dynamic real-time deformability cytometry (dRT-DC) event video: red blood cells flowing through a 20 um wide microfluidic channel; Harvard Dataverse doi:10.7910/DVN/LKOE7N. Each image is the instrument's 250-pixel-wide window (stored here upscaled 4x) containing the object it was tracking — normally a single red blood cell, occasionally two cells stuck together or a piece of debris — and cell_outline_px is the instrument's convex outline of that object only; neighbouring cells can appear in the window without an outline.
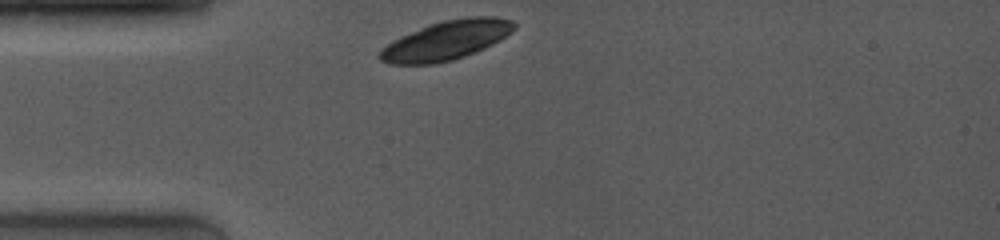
{"species": "common noctule bat (a hibernating species)", "species_latin": "Nyctalus noctula", "temperature_condition": "room temperature", "stored_images_in_passage": 4, "camera_frame_rate_fps": 4000, "um_per_image_px": 0.085, "animal": {"sex": "female", "body_mass_g": 19.0, "forearm_length_mm": 53.3}, "frame": {"image": 1, "passage_image": 1, "time_ms": 0.0, "image_size_px": [1000, 240], "cell_outline_px": [[516, 28], [512, 32], [500, 40], [484, 48], [464, 56], [452, 60], [432, 64], [388, 64], [380, 60], [376, 56], [380, 48], [392, 40], [420, 28], [444, 20], [472, 16], [496, 16], [512, 20], [516, 24]], "centroid_in_image_um": [37.92, 3.43], "position_along_channel_um": 47.1, "area_um2": 30.69}}